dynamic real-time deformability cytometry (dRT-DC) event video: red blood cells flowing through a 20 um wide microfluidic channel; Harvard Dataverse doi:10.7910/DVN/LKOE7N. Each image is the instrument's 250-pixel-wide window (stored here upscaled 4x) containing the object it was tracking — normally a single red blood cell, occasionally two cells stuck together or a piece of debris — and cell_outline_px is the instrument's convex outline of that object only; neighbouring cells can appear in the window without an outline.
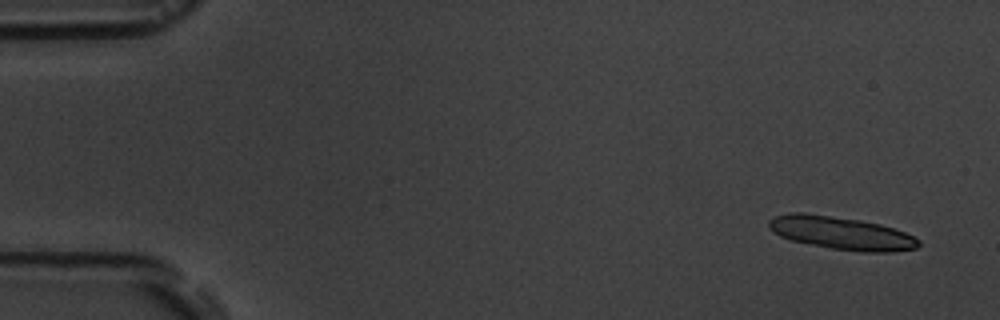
{"species": "common noctule bat (a hibernating species)", "species_latin": "Nyctalus noctula", "temperature_condition": "room temperature", "stored_images_in_passage": 3, "camera_frame_rate_fps": 3000, "um_per_image_px": 0.085, "animal": {"sex": "male", "body_mass_g": 19.5, "forearm_length_mm": 54.6}, "frame": {"image": 1, "passage_image": 1, "time_ms": 0.0, "image_size_px": [1000, 320], "cell_outline_px": [[920, 244], [916, 248], [892, 252], [860, 252], [832, 248], [792, 240], [780, 236], [768, 228], [768, 220], [776, 216], [788, 212], [804, 212], [860, 220], [880, 224], [904, 232], [920, 240]], "centroid_in_image_um": [71.49, 19.8], "position_along_channel_um": 13.5, "area_um2": 28.61}}